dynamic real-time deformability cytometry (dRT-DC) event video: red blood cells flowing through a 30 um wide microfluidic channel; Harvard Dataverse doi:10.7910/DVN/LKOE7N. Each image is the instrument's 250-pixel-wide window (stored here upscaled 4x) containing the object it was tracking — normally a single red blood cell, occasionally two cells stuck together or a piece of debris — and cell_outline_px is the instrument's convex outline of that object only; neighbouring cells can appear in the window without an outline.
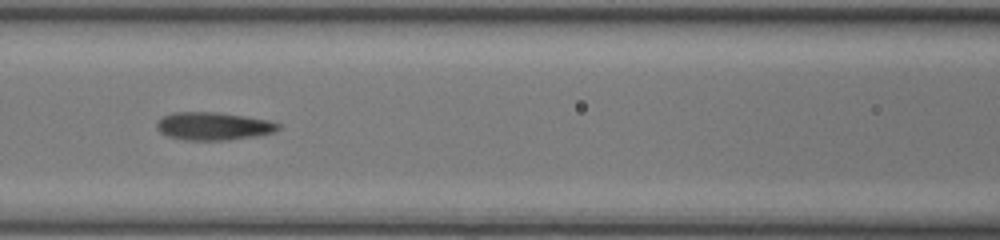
{"species": "common noctule bat (a hibernating species)", "species_latin": "Nyctalus noctula", "temperature_condition": "room temperature", "stored_images_in_passage": 28, "camera_frame_rate_fps": 3000, "um_per_image_px": 0.085, "animal": {"sex": "female", "body_mass_g": 17.0, "forearm_length_mm": 48.0}, "frame": {"image": 1, "passage_image": 6, "time_ms": 1.667, "image_size_px": [1000, 240], "cell_outline_px": [[272, 128], [256, 132], [228, 136], [208, 136], [172, 132], [164, 128], [164, 120], [180, 116], [220, 116], [252, 120], [268, 124]], "centroid_in_image_um": [18.15, 10.69], "position_along_channel_um": 148.4, "area_um2": 11.96}}
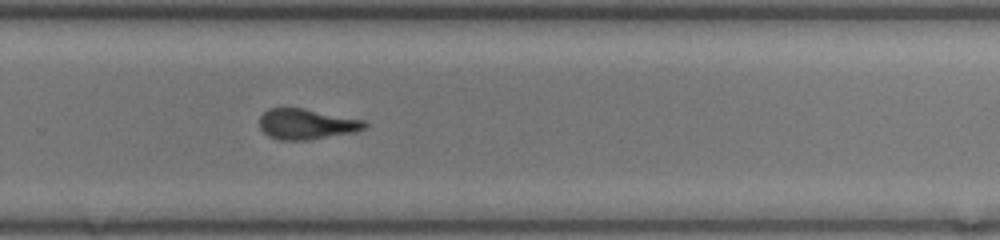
{"frame": {"image": 2, "passage_image": 17, "time_ms": 5.333, "image_size_px": [1000, 240], "cell_outline_px": [[360, 124], [356, 128], [304, 136], [280, 136], [268, 132], [264, 128], [264, 116], [268, 112], [288, 108]], "centroid_in_image_um": [25.72, 10.49], "position_along_channel_um": 304.1, "area_um2": 12.66}}
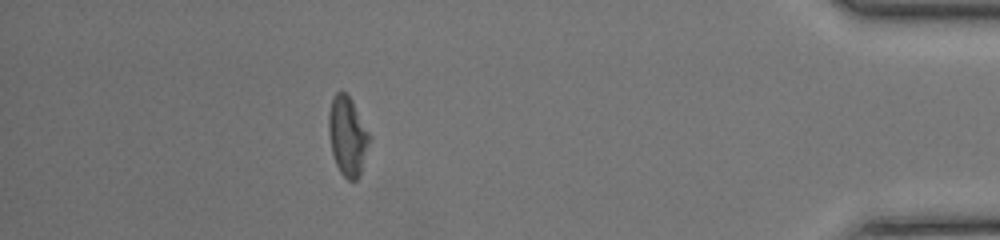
{"frame": {"image": 3, "passage_image": 28, "time_ms": 9.0, "image_size_px": [1000, 240], "cell_outline_px": [[360, 148], [356, 176], [348, 176], [344, 172], [336, 156], [332, 140], [332, 108], [344, 96], [348, 100], [360, 136]], "centroid_in_image_um": [29.38, 11.66], "position_along_channel_um": 405.8, "area_um2": 11.73}}